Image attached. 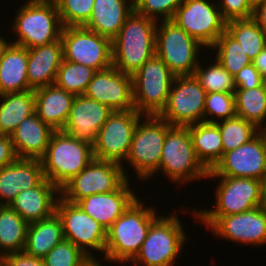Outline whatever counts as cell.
<instances>
[{
    "instance_id": "1",
    "label": "cell",
    "mask_w": 266,
    "mask_h": 266,
    "mask_svg": "<svg viewBox=\"0 0 266 266\" xmlns=\"http://www.w3.org/2000/svg\"><path fill=\"white\" fill-rule=\"evenodd\" d=\"M154 207H147L139 197L106 230L105 261L129 263L139 253L153 221ZM111 261V262H110Z\"/></svg>"
},
{
    "instance_id": "2",
    "label": "cell",
    "mask_w": 266,
    "mask_h": 266,
    "mask_svg": "<svg viewBox=\"0 0 266 266\" xmlns=\"http://www.w3.org/2000/svg\"><path fill=\"white\" fill-rule=\"evenodd\" d=\"M156 27V20L135 10L128 16L112 40V61L118 71L132 75L155 56Z\"/></svg>"
},
{
    "instance_id": "3",
    "label": "cell",
    "mask_w": 266,
    "mask_h": 266,
    "mask_svg": "<svg viewBox=\"0 0 266 266\" xmlns=\"http://www.w3.org/2000/svg\"><path fill=\"white\" fill-rule=\"evenodd\" d=\"M93 159L90 143L78 140L63 130H55L40 160L45 178L60 190Z\"/></svg>"
},
{
    "instance_id": "4",
    "label": "cell",
    "mask_w": 266,
    "mask_h": 266,
    "mask_svg": "<svg viewBox=\"0 0 266 266\" xmlns=\"http://www.w3.org/2000/svg\"><path fill=\"white\" fill-rule=\"evenodd\" d=\"M17 11L11 26L17 38L10 43L30 49L61 39L63 25L54 0H27Z\"/></svg>"
},
{
    "instance_id": "5",
    "label": "cell",
    "mask_w": 266,
    "mask_h": 266,
    "mask_svg": "<svg viewBox=\"0 0 266 266\" xmlns=\"http://www.w3.org/2000/svg\"><path fill=\"white\" fill-rule=\"evenodd\" d=\"M176 214L159 216L153 221L133 266H173L187 239Z\"/></svg>"
},
{
    "instance_id": "6",
    "label": "cell",
    "mask_w": 266,
    "mask_h": 266,
    "mask_svg": "<svg viewBox=\"0 0 266 266\" xmlns=\"http://www.w3.org/2000/svg\"><path fill=\"white\" fill-rule=\"evenodd\" d=\"M160 171L173 183L182 185L208 177L209 171L196 156L188 126H172L166 132Z\"/></svg>"
},
{
    "instance_id": "7",
    "label": "cell",
    "mask_w": 266,
    "mask_h": 266,
    "mask_svg": "<svg viewBox=\"0 0 266 266\" xmlns=\"http://www.w3.org/2000/svg\"><path fill=\"white\" fill-rule=\"evenodd\" d=\"M144 116L145 119L141 117L134 129L125 161L136 171L138 180L140 178L142 181L158 174L166 132L172 127L159 115Z\"/></svg>"
},
{
    "instance_id": "8",
    "label": "cell",
    "mask_w": 266,
    "mask_h": 266,
    "mask_svg": "<svg viewBox=\"0 0 266 266\" xmlns=\"http://www.w3.org/2000/svg\"><path fill=\"white\" fill-rule=\"evenodd\" d=\"M131 76L135 110L143 115H159L167 104L175 75L155 55Z\"/></svg>"
},
{
    "instance_id": "9",
    "label": "cell",
    "mask_w": 266,
    "mask_h": 266,
    "mask_svg": "<svg viewBox=\"0 0 266 266\" xmlns=\"http://www.w3.org/2000/svg\"><path fill=\"white\" fill-rule=\"evenodd\" d=\"M202 47L174 21L157 22L155 55L163 60L175 76L194 75Z\"/></svg>"
},
{
    "instance_id": "10",
    "label": "cell",
    "mask_w": 266,
    "mask_h": 266,
    "mask_svg": "<svg viewBox=\"0 0 266 266\" xmlns=\"http://www.w3.org/2000/svg\"><path fill=\"white\" fill-rule=\"evenodd\" d=\"M221 179L216 185V206L214 209L196 210L197 216H227L263 206L264 182L252 178L229 176H208L207 179Z\"/></svg>"
},
{
    "instance_id": "11",
    "label": "cell",
    "mask_w": 266,
    "mask_h": 266,
    "mask_svg": "<svg viewBox=\"0 0 266 266\" xmlns=\"http://www.w3.org/2000/svg\"><path fill=\"white\" fill-rule=\"evenodd\" d=\"M125 169L124 164L94 158L60 189V197L76 204L93 194L113 192L130 179Z\"/></svg>"
},
{
    "instance_id": "12",
    "label": "cell",
    "mask_w": 266,
    "mask_h": 266,
    "mask_svg": "<svg viewBox=\"0 0 266 266\" xmlns=\"http://www.w3.org/2000/svg\"><path fill=\"white\" fill-rule=\"evenodd\" d=\"M63 59L102 71L113 66L112 40L83 26L63 27Z\"/></svg>"
},
{
    "instance_id": "13",
    "label": "cell",
    "mask_w": 266,
    "mask_h": 266,
    "mask_svg": "<svg viewBox=\"0 0 266 266\" xmlns=\"http://www.w3.org/2000/svg\"><path fill=\"white\" fill-rule=\"evenodd\" d=\"M205 97L206 91L194 75L175 76L159 116L171 126L204 122Z\"/></svg>"
},
{
    "instance_id": "14",
    "label": "cell",
    "mask_w": 266,
    "mask_h": 266,
    "mask_svg": "<svg viewBox=\"0 0 266 266\" xmlns=\"http://www.w3.org/2000/svg\"><path fill=\"white\" fill-rule=\"evenodd\" d=\"M208 1L185 0L172 18V21L203 45V48L207 47L206 50L226 30L227 23L217 3L215 4L216 0Z\"/></svg>"
},
{
    "instance_id": "15",
    "label": "cell",
    "mask_w": 266,
    "mask_h": 266,
    "mask_svg": "<svg viewBox=\"0 0 266 266\" xmlns=\"http://www.w3.org/2000/svg\"><path fill=\"white\" fill-rule=\"evenodd\" d=\"M216 237L243 245H266V210L263 206L227 216H197Z\"/></svg>"
},
{
    "instance_id": "16",
    "label": "cell",
    "mask_w": 266,
    "mask_h": 266,
    "mask_svg": "<svg viewBox=\"0 0 266 266\" xmlns=\"http://www.w3.org/2000/svg\"><path fill=\"white\" fill-rule=\"evenodd\" d=\"M143 116L135 109L113 111L92 145L94 158L123 165L130 151L134 129Z\"/></svg>"
},
{
    "instance_id": "17",
    "label": "cell",
    "mask_w": 266,
    "mask_h": 266,
    "mask_svg": "<svg viewBox=\"0 0 266 266\" xmlns=\"http://www.w3.org/2000/svg\"><path fill=\"white\" fill-rule=\"evenodd\" d=\"M55 213L61 220L64 237L80 248L93 261H97L91 251L105 252L106 229L77 204L58 198Z\"/></svg>"
},
{
    "instance_id": "18",
    "label": "cell",
    "mask_w": 266,
    "mask_h": 266,
    "mask_svg": "<svg viewBox=\"0 0 266 266\" xmlns=\"http://www.w3.org/2000/svg\"><path fill=\"white\" fill-rule=\"evenodd\" d=\"M208 176H229L266 181V137L260 132L250 142L223 153Z\"/></svg>"
},
{
    "instance_id": "19",
    "label": "cell",
    "mask_w": 266,
    "mask_h": 266,
    "mask_svg": "<svg viewBox=\"0 0 266 266\" xmlns=\"http://www.w3.org/2000/svg\"><path fill=\"white\" fill-rule=\"evenodd\" d=\"M84 95L108 106L112 111L134 110L132 76L114 66L97 71Z\"/></svg>"
},
{
    "instance_id": "20",
    "label": "cell",
    "mask_w": 266,
    "mask_h": 266,
    "mask_svg": "<svg viewBox=\"0 0 266 266\" xmlns=\"http://www.w3.org/2000/svg\"><path fill=\"white\" fill-rule=\"evenodd\" d=\"M112 112L108 106L85 95L75 96L62 130L78 140L93 145L98 131Z\"/></svg>"
},
{
    "instance_id": "21",
    "label": "cell",
    "mask_w": 266,
    "mask_h": 266,
    "mask_svg": "<svg viewBox=\"0 0 266 266\" xmlns=\"http://www.w3.org/2000/svg\"><path fill=\"white\" fill-rule=\"evenodd\" d=\"M129 182L127 179L113 192L93 194L76 204L107 230L138 198Z\"/></svg>"
},
{
    "instance_id": "22",
    "label": "cell",
    "mask_w": 266,
    "mask_h": 266,
    "mask_svg": "<svg viewBox=\"0 0 266 266\" xmlns=\"http://www.w3.org/2000/svg\"><path fill=\"white\" fill-rule=\"evenodd\" d=\"M44 179L41 160L17 158L0 169V205L9 206L20 191L36 187Z\"/></svg>"
},
{
    "instance_id": "23",
    "label": "cell",
    "mask_w": 266,
    "mask_h": 266,
    "mask_svg": "<svg viewBox=\"0 0 266 266\" xmlns=\"http://www.w3.org/2000/svg\"><path fill=\"white\" fill-rule=\"evenodd\" d=\"M59 194L60 190L45 178L38 186L20 191L9 206L29 224L52 216Z\"/></svg>"
},
{
    "instance_id": "24",
    "label": "cell",
    "mask_w": 266,
    "mask_h": 266,
    "mask_svg": "<svg viewBox=\"0 0 266 266\" xmlns=\"http://www.w3.org/2000/svg\"><path fill=\"white\" fill-rule=\"evenodd\" d=\"M62 60L61 39L28 49L27 79L29 86L35 90L53 85Z\"/></svg>"
},
{
    "instance_id": "25",
    "label": "cell",
    "mask_w": 266,
    "mask_h": 266,
    "mask_svg": "<svg viewBox=\"0 0 266 266\" xmlns=\"http://www.w3.org/2000/svg\"><path fill=\"white\" fill-rule=\"evenodd\" d=\"M54 131L36 113L24 119L10 135L17 157L40 160Z\"/></svg>"
},
{
    "instance_id": "26",
    "label": "cell",
    "mask_w": 266,
    "mask_h": 266,
    "mask_svg": "<svg viewBox=\"0 0 266 266\" xmlns=\"http://www.w3.org/2000/svg\"><path fill=\"white\" fill-rule=\"evenodd\" d=\"M133 11L134 0H94L92 14L83 27L113 40Z\"/></svg>"
},
{
    "instance_id": "27",
    "label": "cell",
    "mask_w": 266,
    "mask_h": 266,
    "mask_svg": "<svg viewBox=\"0 0 266 266\" xmlns=\"http://www.w3.org/2000/svg\"><path fill=\"white\" fill-rule=\"evenodd\" d=\"M35 113L54 130H62L68 119L74 94L55 84L34 90Z\"/></svg>"
},
{
    "instance_id": "28",
    "label": "cell",
    "mask_w": 266,
    "mask_h": 266,
    "mask_svg": "<svg viewBox=\"0 0 266 266\" xmlns=\"http://www.w3.org/2000/svg\"><path fill=\"white\" fill-rule=\"evenodd\" d=\"M28 49L9 43L0 59V95L31 90L27 79Z\"/></svg>"
},
{
    "instance_id": "29",
    "label": "cell",
    "mask_w": 266,
    "mask_h": 266,
    "mask_svg": "<svg viewBox=\"0 0 266 266\" xmlns=\"http://www.w3.org/2000/svg\"><path fill=\"white\" fill-rule=\"evenodd\" d=\"M64 239L61 220L54 213L47 219L28 224L24 251L33 257L43 259Z\"/></svg>"
},
{
    "instance_id": "30",
    "label": "cell",
    "mask_w": 266,
    "mask_h": 266,
    "mask_svg": "<svg viewBox=\"0 0 266 266\" xmlns=\"http://www.w3.org/2000/svg\"><path fill=\"white\" fill-rule=\"evenodd\" d=\"M195 153L202 165L211 171L223 156L221 132L215 123L188 125Z\"/></svg>"
},
{
    "instance_id": "31",
    "label": "cell",
    "mask_w": 266,
    "mask_h": 266,
    "mask_svg": "<svg viewBox=\"0 0 266 266\" xmlns=\"http://www.w3.org/2000/svg\"><path fill=\"white\" fill-rule=\"evenodd\" d=\"M0 135L10 136L26 118L35 114L34 90L0 95Z\"/></svg>"
},
{
    "instance_id": "32",
    "label": "cell",
    "mask_w": 266,
    "mask_h": 266,
    "mask_svg": "<svg viewBox=\"0 0 266 266\" xmlns=\"http://www.w3.org/2000/svg\"><path fill=\"white\" fill-rule=\"evenodd\" d=\"M28 223L10 206L0 205V258L24 251Z\"/></svg>"
},
{
    "instance_id": "33",
    "label": "cell",
    "mask_w": 266,
    "mask_h": 266,
    "mask_svg": "<svg viewBox=\"0 0 266 266\" xmlns=\"http://www.w3.org/2000/svg\"><path fill=\"white\" fill-rule=\"evenodd\" d=\"M234 95L237 117L255 124L261 130L266 125L264 84L251 89H236Z\"/></svg>"
},
{
    "instance_id": "34",
    "label": "cell",
    "mask_w": 266,
    "mask_h": 266,
    "mask_svg": "<svg viewBox=\"0 0 266 266\" xmlns=\"http://www.w3.org/2000/svg\"><path fill=\"white\" fill-rule=\"evenodd\" d=\"M226 31L239 42L251 60L266 47V35L253 18L227 21Z\"/></svg>"
},
{
    "instance_id": "35",
    "label": "cell",
    "mask_w": 266,
    "mask_h": 266,
    "mask_svg": "<svg viewBox=\"0 0 266 266\" xmlns=\"http://www.w3.org/2000/svg\"><path fill=\"white\" fill-rule=\"evenodd\" d=\"M216 50V60L233 77L245 66L252 63L239 42L226 30L216 40L210 52Z\"/></svg>"
},
{
    "instance_id": "36",
    "label": "cell",
    "mask_w": 266,
    "mask_h": 266,
    "mask_svg": "<svg viewBox=\"0 0 266 266\" xmlns=\"http://www.w3.org/2000/svg\"><path fill=\"white\" fill-rule=\"evenodd\" d=\"M96 72L95 69L86 65L63 59L54 84L75 96L84 95Z\"/></svg>"
},
{
    "instance_id": "37",
    "label": "cell",
    "mask_w": 266,
    "mask_h": 266,
    "mask_svg": "<svg viewBox=\"0 0 266 266\" xmlns=\"http://www.w3.org/2000/svg\"><path fill=\"white\" fill-rule=\"evenodd\" d=\"M215 124L221 132L223 153L232 151L250 142L261 132L255 124L237 116Z\"/></svg>"
},
{
    "instance_id": "38",
    "label": "cell",
    "mask_w": 266,
    "mask_h": 266,
    "mask_svg": "<svg viewBox=\"0 0 266 266\" xmlns=\"http://www.w3.org/2000/svg\"><path fill=\"white\" fill-rule=\"evenodd\" d=\"M214 60L206 68L199 61L194 76L198 79L206 93H235L234 77L216 59Z\"/></svg>"
},
{
    "instance_id": "39",
    "label": "cell",
    "mask_w": 266,
    "mask_h": 266,
    "mask_svg": "<svg viewBox=\"0 0 266 266\" xmlns=\"http://www.w3.org/2000/svg\"><path fill=\"white\" fill-rule=\"evenodd\" d=\"M236 116L237 115L234 93H206L204 106V122L217 123L219 121L231 119Z\"/></svg>"
},
{
    "instance_id": "40",
    "label": "cell",
    "mask_w": 266,
    "mask_h": 266,
    "mask_svg": "<svg viewBox=\"0 0 266 266\" xmlns=\"http://www.w3.org/2000/svg\"><path fill=\"white\" fill-rule=\"evenodd\" d=\"M46 266H88L93 260L69 240L64 239L43 258Z\"/></svg>"
},
{
    "instance_id": "41",
    "label": "cell",
    "mask_w": 266,
    "mask_h": 266,
    "mask_svg": "<svg viewBox=\"0 0 266 266\" xmlns=\"http://www.w3.org/2000/svg\"><path fill=\"white\" fill-rule=\"evenodd\" d=\"M63 27L83 26L90 18L94 0H54Z\"/></svg>"
},
{
    "instance_id": "42",
    "label": "cell",
    "mask_w": 266,
    "mask_h": 266,
    "mask_svg": "<svg viewBox=\"0 0 266 266\" xmlns=\"http://www.w3.org/2000/svg\"><path fill=\"white\" fill-rule=\"evenodd\" d=\"M185 0H134V10L154 20H172L178 7ZM159 16L161 17L159 20Z\"/></svg>"
},
{
    "instance_id": "43",
    "label": "cell",
    "mask_w": 266,
    "mask_h": 266,
    "mask_svg": "<svg viewBox=\"0 0 266 266\" xmlns=\"http://www.w3.org/2000/svg\"><path fill=\"white\" fill-rule=\"evenodd\" d=\"M216 3L226 21L253 17L254 10L247 0H218Z\"/></svg>"
},
{
    "instance_id": "44",
    "label": "cell",
    "mask_w": 266,
    "mask_h": 266,
    "mask_svg": "<svg viewBox=\"0 0 266 266\" xmlns=\"http://www.w3.org/2000/svg\"><path fill=\"white\" fill-rule=\"evenodd\" d=\"M234 84L236 89H251L263 84V76L250 63L234 76Z\"/></svg>"
},
{
    "instance_id": "45",
    "label": "cell",
    "mask_w": 266,
    "mask_h": 266,
    "mask_svg": "<svg viewBox=\"0 0 266 266\" xmlns=\"http://www.w3.org/2000/svg\"><path fill=\"white\" fill-rule=\"evenodd\" d=\"M1 266H46L43 259L33 257L25 251L10 253L1 259Z\"/></svg>"
},
{
    "instance_id": "46",
    "label": "cell",
    "mask_w": 266,
    "mask_h": 266,
    "mask_svg": "<svg viewBox=\"0 0 266 266\" xmlns=\"http://www.w3.org/2000/svg\"><path fill=\"white\" fill-rule=\"evenodd\" d=\"M10 136L0 135V169L17 159Z\"/></svg>"
},
{
    "instance_id": "47",
    "label": "cell",
    "mask_w": 266,
    "mask_h": 266,
    "mask_svg": "<svg viewBox=\"0 0 266 266\" xmlns=\"http://www.w3.org/2000/svg\"><path fill=\"white\" fill-rule=\"evenodd\" d=\"M252 18L266 35V2L262 3L253 11Z\"/></svg>"
},
{
    "instance_id": "48",
    "label": "cell",
    "mask_w": 266,
    "mask_h": 266,
    "mask_svg": "<svg viewBox=\"0 0 266 266\" xmlns=\"http://www.w3.org/2000/svg\"><path fill=\"white\" fill-rule=\"evenodd\" d=\"M252 63L264 77L266 75V47L252 60Z\"/></svg>"
},
{
    "instance_id": "49",
    "label": "cell",
    "mask_w": 266,
    "mask_h": 266,
    "mask_svg": "<svg viewBox=\"0 0 266 266\" xmlns=\"http://www.w3.org/2000/svg\"><path fill=\"white\" fill-rule=\"evenodd\" d=\"M249 6L255 10L258 6H260L262 3L266 2V0H247Z\"/></svg>"
},
{
    "instance_id": "50",
    "label": "cell",
    "mask_w": 266,
    "mask_h": 266,
    "mask_svg": "<svg viewBox=\"0 0 266 266\" xmlns=\"http://www.w3.org/2000/svg\"><path fill=\"white\" fill-rule=\"evenodd\" d=\"M10 43V41H7L6 38L4 39L1 35H0V59L2 57L3 51L4 49L7 47V45Z\"/></svg>"
},
{
    "instance_id": "51",
    "label": "cell",
    "mask_w": 266,
    "mask_h": 266,
    "mask_svg": "<svg viewBox=\"0 0 266 266\" xmlns=\"http://www.w3.org/2000/svg\"><path fill=\"white\" fill-rule=\"evenodd\" d=\"M263 207L266 210V181L264 182Z\"/></svg>"
},
{
    "instance_id": "52",
    "label": "cell",
    "mask_w": 266,
    "mask_h": 266,
    "mask_svg": "<svg viewBox=\"0 0 266 266\" xmlns=\"http://www.w3.org/2000/svg\"><path fill=\"white\" fill-rule=\"evenodd\" d=\"M261 132L265 135L266 137V125L261 129Z\"/></svg>"
},
{
    "instance_id": "53",
    "label": "cell",
    "mask_w": 266,
    "mask_h": 266,
    "mask_svg": "<svg viewBox=\"0 0 266 266\" xmlns=\"http://www.w3.org/2000/svg\"><path fill=\"white\" fill-rule=\"evenodd\" d=\"M263 84H264V87L266 89V75L263 77Z\"/></svg>"
}]
</instances>
